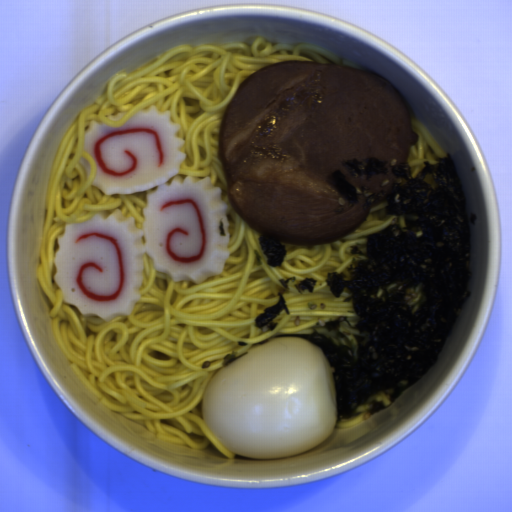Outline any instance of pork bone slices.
I'll list each match as a JSON object with an SVG mask.
<instances>
[{"instance_id": "1", "label": "pork bone slices", "mask_w": 512, "mask_h": 512, "mask_svg": "<svg viewBox=\"0 0 512 512\" xmlns=\"http://www.w3.org/2000/svg\"><path fill=\"white\" fill-rule=\"evenodd\" d=\"M414 132L397 87L348 65L287 60L240 83L219 124L227 204L282 243H337L400 178Z\"/></svg>"}]
</instances>
